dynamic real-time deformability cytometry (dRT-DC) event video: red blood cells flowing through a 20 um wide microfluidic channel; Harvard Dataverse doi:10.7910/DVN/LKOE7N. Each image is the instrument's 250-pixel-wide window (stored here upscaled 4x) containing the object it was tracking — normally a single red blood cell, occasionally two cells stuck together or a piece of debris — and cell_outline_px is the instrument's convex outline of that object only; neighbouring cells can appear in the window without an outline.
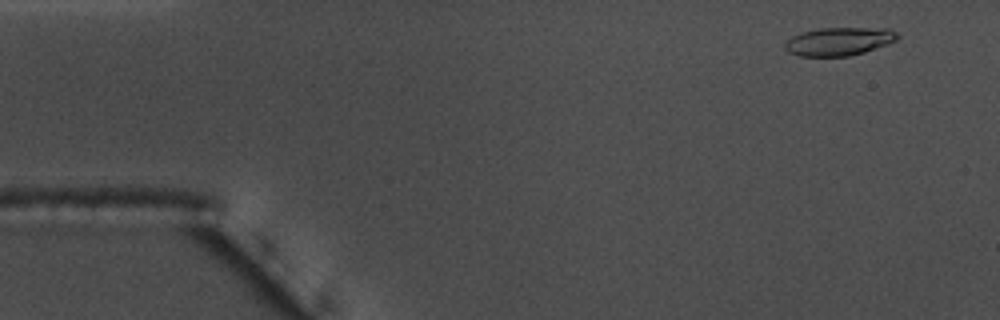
{"species": "common noctule bat (a hibernating species)", "species_latin": "Nyctalus noctula", "temperature_condition": "warm", "stored_images_in_passage": 55, "camera_frame_rate_fps": 3000, "um_per_image_px": 0.085, "animal": {"sex": "male", "body_mass_g": 17.5, "forearm_length_mm": 52.3}, "frame": {"image": 1, "passage_image": 4, "time_ms": 1.0, "image_size_px": [1000, 320], "cell_outline_px": [[900, 36], [896, 40], [888, 44], [864, 52], [848, 56], [800, 56], [788, 52], [784, 48], [784, 44], [792, 36], [804, 32], [820, 28], [888, 28], [896, 32]], "centroid_in_image_um": [71.33, 3.52], "position_along_channel_um": 13.7, "area_um2": 18.44}}
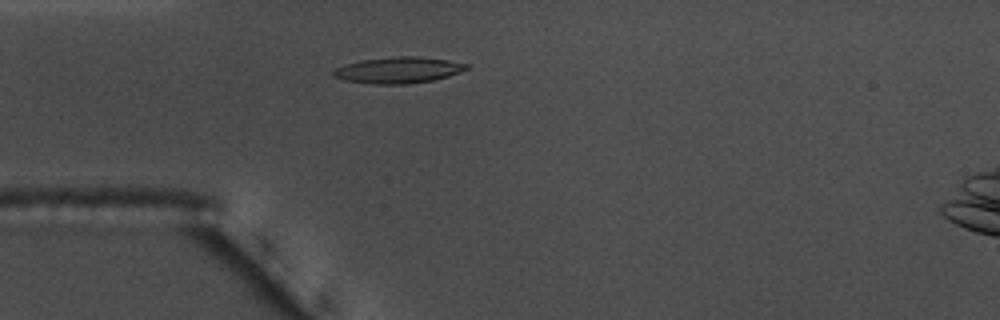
{"frame": {"image": 2, "passage_image": 15, "time_ms": 4.667, "image_size_px": [1000, 320], "cell_outline_px": [[468, 68], [460, 72], [448, 76], [432, 80], [408, 84], [372, 84], [344, 80], [332, 76], [332, 72], [336, 68], [348, 64], [364, 60], [396, 56], [416, 56], [448, 60], [468, 64]], "centroid_in_image_um": [33.86, 5.96], "position_along_channel_um": 51.1, "area_um2": 20.11}}
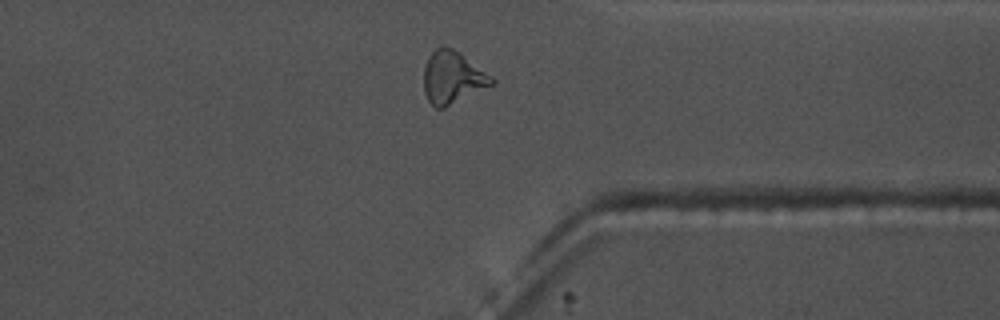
{"frame": {"image": 3, "passage_image": 42, "time_ms": 13.667, "image_size_px": [1000, 320], "cell_outline_px": [[496, 84], [444, 108], [436, 108], [428, 100], [424, 92], [424, 68], [428, 56], [440, 44], [444, 44], [460, 52], [492, 76], [496, 80]], "centroid_in_image_um": [38.48, 6.57], "position_along_channel_um": 372.9, "area_um2": 21.1}, "authors_computed_cell_mechanics": {"area_um2": 19.1896, "velocity_mm_per_s": 3.7144, "shape_relaxation_time_tau1_ms": null, "shape_relaxation_time_tau2_ms": 3.2468, "deformation_change_tau1": null, "deformation_change_tau2": 0.1265}}